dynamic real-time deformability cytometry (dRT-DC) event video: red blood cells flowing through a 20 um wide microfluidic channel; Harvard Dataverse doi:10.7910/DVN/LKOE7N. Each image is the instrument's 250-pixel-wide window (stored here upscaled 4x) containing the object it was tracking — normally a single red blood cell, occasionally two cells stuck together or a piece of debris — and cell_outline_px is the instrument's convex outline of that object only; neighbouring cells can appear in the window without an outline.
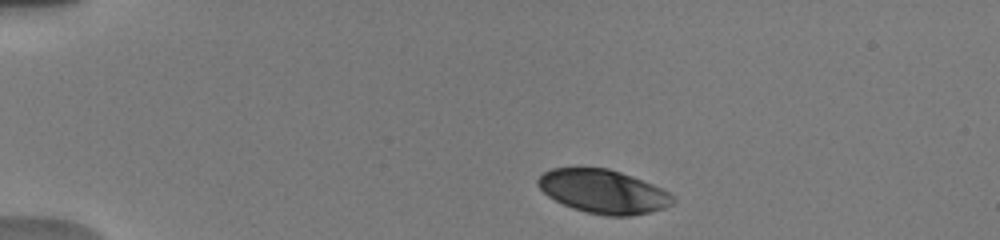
{"species": "human", "species_latin": "Homo sapiens", "temperature_condition": "warm", "stored_images_in_passage": 47, "camera_frame_rate_fps": 3000, "um_per_image_px": 0.085, "donor": {"sex": "male"}, "frame": {"image": 1, "passage_image": 1, "time_ms": 0.0, "image_size_px": [1000, 240], "cell_outline_px": [[672, 204], [664, 208], [632, 216], [608, 216], [588, 212], [572, 208], [548, 196], [536, 184], [536, 180], [544, 172], [552, 168], [608, 168], [632, 176], [652, 184], [668, 192], [672, 196]], "centroid_in_image_um": [51.25, 16.27], "position_along_channel_um": 33.8, "area_um2": 33.93}}
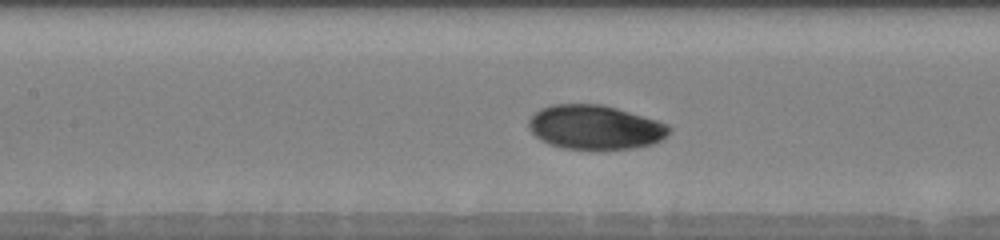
{"frame": {"image": 2, "passage_image": 15, "time_ms": 5.0, "image_size_px": [1000, 240], "cell_outline_px": [[672, 128], [668, 136], [652, 144], [632, 148], [592, 152], [564, 148], [548, 144], [536, 136], [528, 128], [528, 120], [540, 108], [552, 104], [604, 104], [656, 120], [668, 124]], "centroid_in_image_um": [50.58, 10.85], "position_along_channel_um": 156.8, "area_um2": 36.99}}
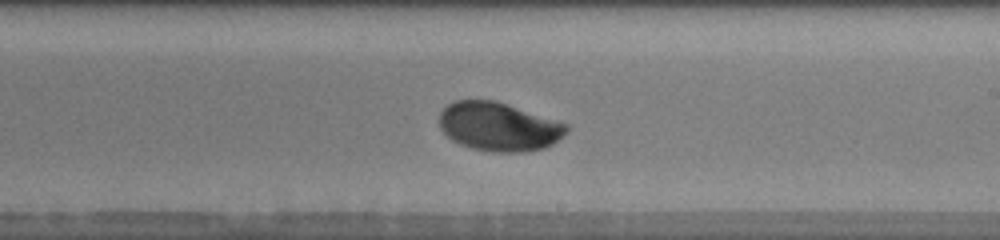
{"frame": {"image": 3, "passage_image": 23, "time_ms": 7.333, "image_size_px": [1000, 240], "cell_outline_px": [[568, 132], [552, 144], [544, 148], [520, 152], [492, 152], [472, 148], [460, 144], [452, 140], [440, 128], [440, 112], [448, 104], [456, 100], [496, 100], [568, 124]], "centroid_in_image_um": [42.4, 10.76], "position_along_channel_um": 246.6, "area_um2": 36.01}, "authors_computed_cell_mechanics": {"area_um2": 35.6048, "velocity_mm_per_s": 3.8552, "shape_relaxation_time_tau1_ms": 3.4041, "shape_relaxation_time_tau2_ms": null, "deformation_change_tau1": 0.1529, "deformation_change_tau2": null}}